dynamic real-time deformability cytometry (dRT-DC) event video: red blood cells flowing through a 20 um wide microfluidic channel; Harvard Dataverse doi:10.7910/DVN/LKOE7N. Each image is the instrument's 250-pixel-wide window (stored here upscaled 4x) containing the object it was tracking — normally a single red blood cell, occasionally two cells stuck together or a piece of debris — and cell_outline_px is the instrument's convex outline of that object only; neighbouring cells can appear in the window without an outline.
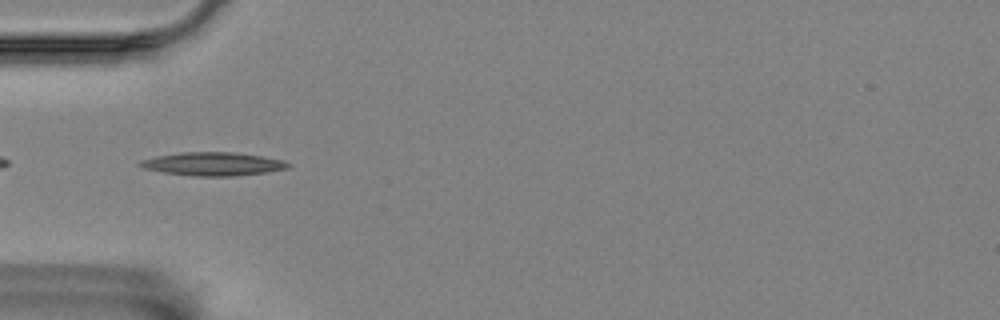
{"species": "Egyptian fruit bat (a non-hibernating species)", "species_latin": "Rousettus aegyptiacus", "temperature_condition": "room temperature", "stored_images_in_passage": 40, "camera_frame_rate_fps": 3000, "um_per_image_px": 0.085, "animal": {"sex": "female"}, "frame": {"image": 1, "passage_image": 2, "time_ms": 0.333, "image_size_px": [1000, 320], "cell_outline_px": [[292, 164], [288, 168], [268, 172], [232, 176], [192, 176], [164, 172], [144, 168], [136, 164], [140, 160], [156, 156], [180, 152], [236, 152], [264, 156], [284, 160]], "centroid_in_image_um": [18.13, 13.93], "position_along_channel_um": 66.9, "area_um2": 20.35}}
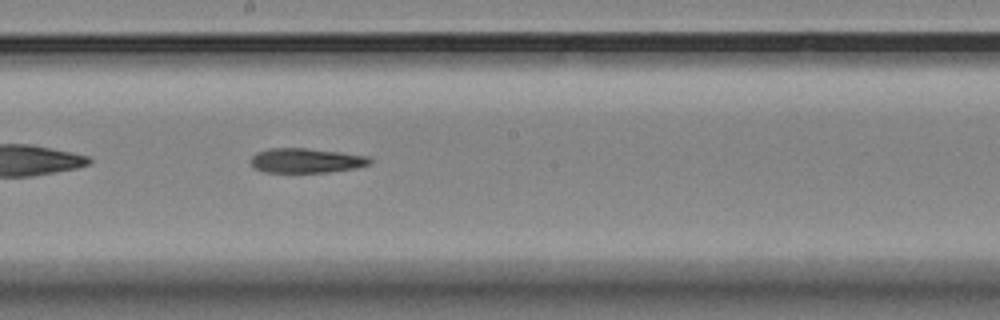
{"frame": {"image": 2, "passage_image": 15, "time_ms": 4.667, "image_size_px": [1000, 320], "cell_outline_px": [[372, 160], [368, 164], [356, 168], [328, 172], [264, 172], [256, 168], [252, 164], [252, 156], [256, 152], [268, 148], [308, 148], [340, 152], [368, 156]], "centroid_in_image_um": [26.02, 13.64], "position_along_channel_um": 222.2, "area_um2": 16.99}}
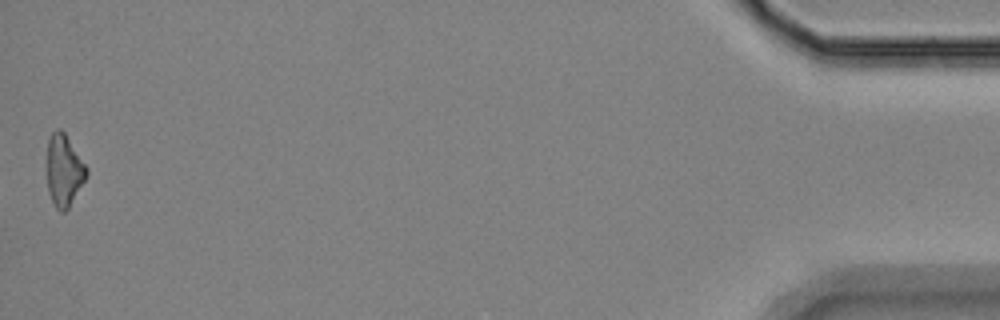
{"frame": {"image": 3, "passage_image": 40, "time_ms": 13.0, "image_size_px": [1000, 320], "cell_outline_px": [[88, 176], [68, 208], [64, 212], [60, 212], [56, 208], [48, 192], [48, 140], [52, 132], [56, 128], [60, 128], [64, 132], [88, 168]], "centroid_in_image_um": [5.46, 14.49], "position_along_channel_um": 429.7, "area_um2": 16.42}, "authors_computed_cell_mechanics": {"area_um2": 17.5423, "velocity_mm_per_s": 3.5728, "shape_relaxation_time_tau1_ms": 4.718, "shape_relaxation_time_tau2_ms": null, "deformation_change_tau1": 0.1842, "deformation_change_tau2": null}}